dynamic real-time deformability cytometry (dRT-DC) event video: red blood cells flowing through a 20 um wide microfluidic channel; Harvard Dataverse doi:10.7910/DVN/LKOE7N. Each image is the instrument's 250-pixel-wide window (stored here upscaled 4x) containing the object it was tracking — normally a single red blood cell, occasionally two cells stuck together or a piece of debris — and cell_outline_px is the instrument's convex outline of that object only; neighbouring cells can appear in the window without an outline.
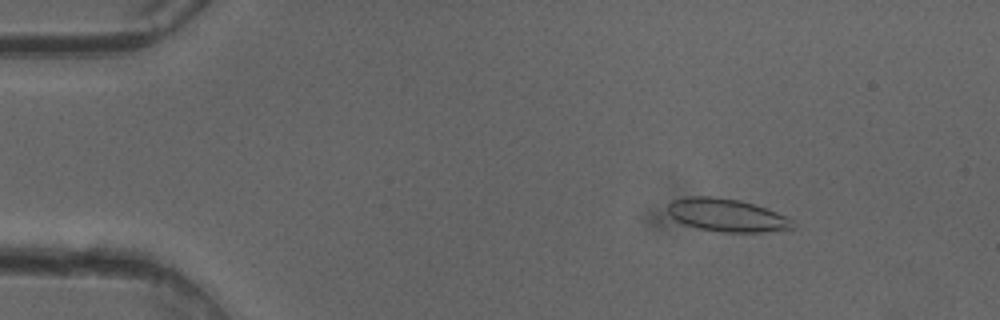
{"species": "common noctule bat (a hibernating species)", "species_latin": "Nyctalus noctula", "temperature_condition": "cold", "stored_images_in_passage": 48, "camera_frame_rate_fps": 3000, "um_per_image_px": 0.085, "animal": {"sex": "female"}, "frame": {"image": 1, "passage_image": 5, "time_ms": 1.333, "image_size_px": [1000, 320], "cell_outline_px": [[796, 228], [764, 232], [724, 232], [700, 228], [684, 224], [676, 220], [668, 212], [668, 204], [672, 200], [688, 196], [712, 196], [740, 200], [776, 212], [792, 220]], "centroid_in_image_um": [61.77, 18.28], "position_along_channel_um": 23.2, "area_um2": 23.76}}
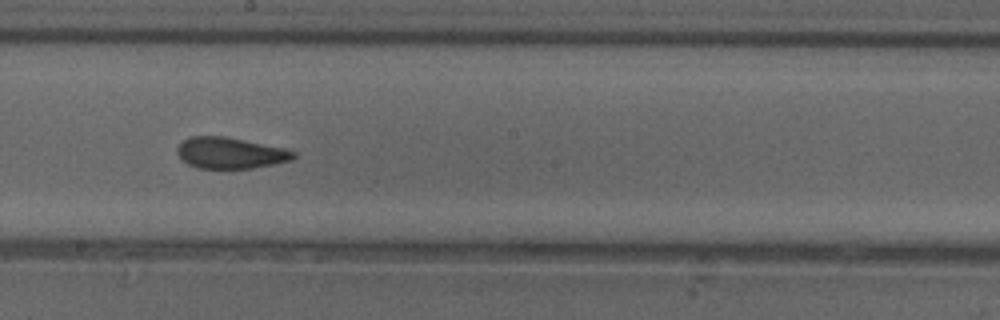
{"frame": {"image": 2, "passage_image": 26, "time_ms": 8.333, "image_size_px": [1000, 320], "cell_outline_px": [[296, 156], [292, 160], [252, 168], [196, 168], [188, 164], [176, 152], [176, 148], [184, 140], [192, 136], [224, 136], [284, 148], [296, 152]], "centroid_in_image_um": [19.57, 13.0], "position_along_channel_um": 228.6, "area_um2": 20.92}}
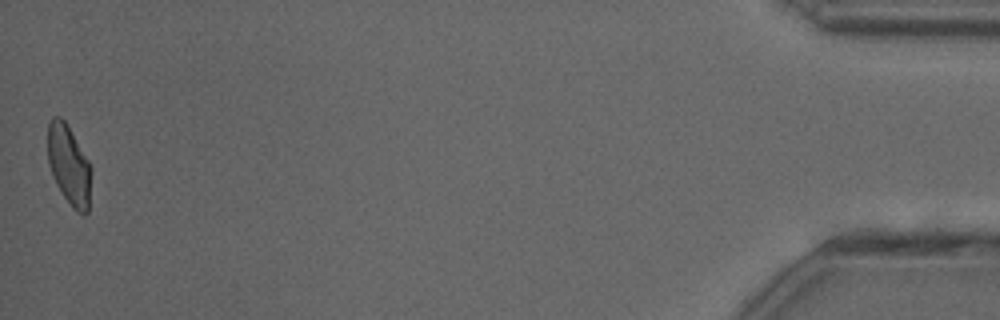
{"frame": {"image": 3, "passage_image": 48, "time_ms": 15.667, "image_size_px": [1000, 320], "cell_outline_px": [[92, 172], [88, 212], [84, 216], [76, 212], [72, 208], [56, 184], [48, 164], [48, 124], [52, 116], [60, 116], [64, 120], [88, 160], [92, 168]], "centroid_in_image_um": [5.87, 14.07], "position_along_channel_um": 429.3, "area_um2": 20.29}, "authors_computed_cell_mechanics": {"area_um2": 21.7617, "velocity_mm_per_s": 4.0744, "shape_relaxation_time_tau1_ms": 8.0506, "shape_relaxation_time_tau2_ms": 1.5689, "deformation_change_tau1": 0.1724, "deformation_change_tau2": 0.0755}}